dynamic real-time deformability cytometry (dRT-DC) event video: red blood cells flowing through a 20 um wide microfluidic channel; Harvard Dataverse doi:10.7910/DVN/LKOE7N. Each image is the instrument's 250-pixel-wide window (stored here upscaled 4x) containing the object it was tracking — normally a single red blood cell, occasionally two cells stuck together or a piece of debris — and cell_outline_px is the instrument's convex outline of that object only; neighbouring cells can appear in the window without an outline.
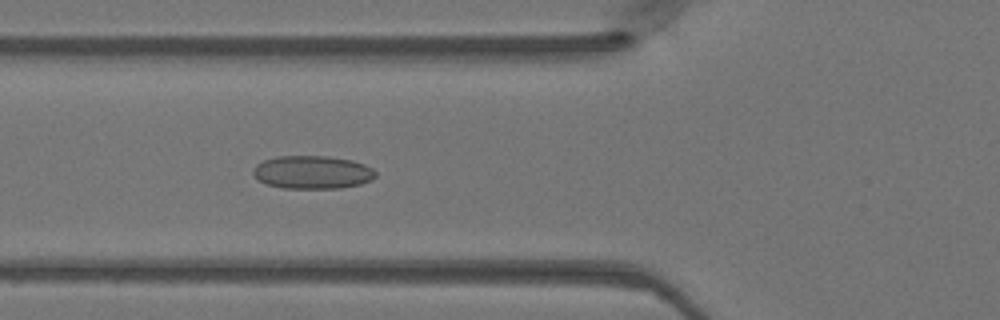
{"species": "Egyptian fruit bat (a non-hibernating species)", "species_latin": "Rousettus aegyptiacus", "temperature_condition": "warm", "stored_images_in_passage": 20, "camera_frame_rate_fps": 3000, "um_per_image_px": 0.085, "animal": {"sex": "female"}, "frame": {"image": 1, "passage_image": 8, "time_ms": 2.333, "image_size_px": [1000, 320], "cell_outline_px": [[376, 176], [372, 180], [360, 184], [340, 188], [284, 188], [268, 184], [260, 180], [252, 172], [256, 164], [264, 160], [276, 156], [328, 156], [352, 160], [364, 164], [372, 168], [376, 172]], "centroid_in_image_um": [26.58, 14.63], "position_along_channel_um": 99.2, "area_um2": 23.58}}
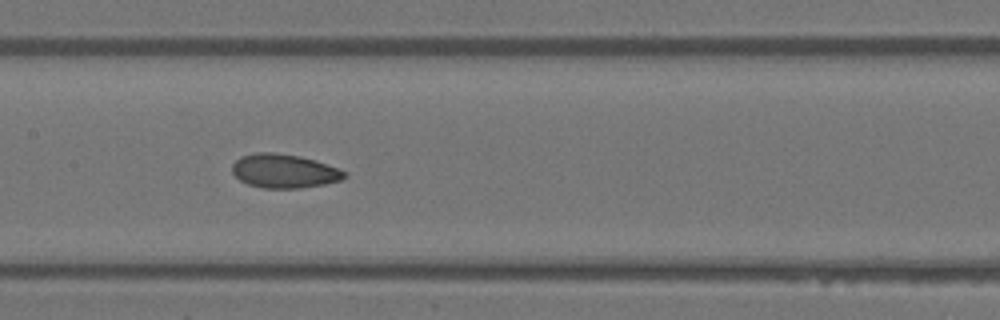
{"frame": {"image": 2, "passage_image": 14, "time_ms": 4.333, "image_size_px": [1000, 320], "cell_outline_px": [[348, 176], [340, 180], [324, 184], [300, 188], [260, 188], [248, 184], [240, 180], [232, 172], [232, 164], [240, 156], [256, 152], [272, 152], [300, 156], [340, 168], [348, 172]], "centroid_in_image_um": [24.16, 14.53], "position_along_channel_um": 183.2, "area_um2": 22.31}}
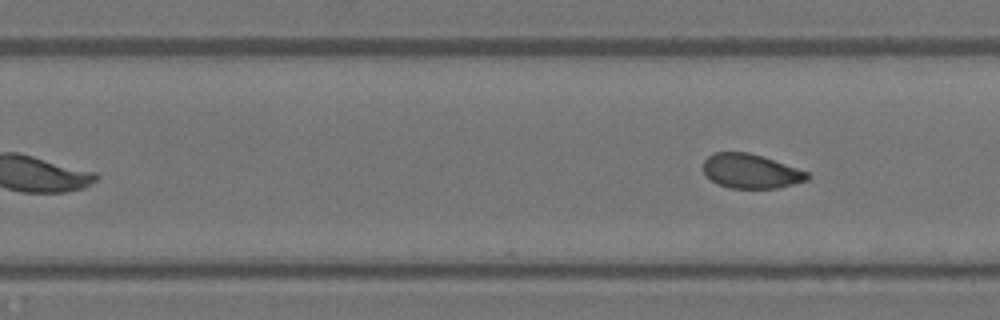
{"frame": {"image": 3, "passage_image": 20, "time_ms": 6.333, "image_size_px": [1000, 320], "cell_outline_px": [[808, 180], [776, 188], [728, 188], [716, 184], [704, 176], [704, 160], [708, 156], [716, 152], [748, 152], [808, 172]], "centroid_in_image_um": [63.75, 14.56], "position_along_channel_um": 266.1, "area_um2": 20.63}}